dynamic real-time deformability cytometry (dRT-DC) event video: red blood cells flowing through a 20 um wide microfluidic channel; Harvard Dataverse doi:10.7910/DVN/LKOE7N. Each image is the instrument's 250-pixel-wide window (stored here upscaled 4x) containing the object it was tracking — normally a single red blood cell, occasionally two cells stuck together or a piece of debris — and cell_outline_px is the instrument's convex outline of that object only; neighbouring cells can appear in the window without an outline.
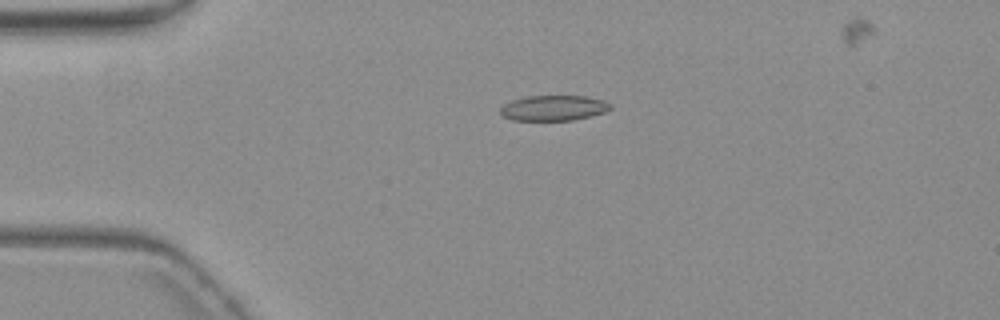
{"species": "common noctule bat (a hibernating species)", "species_latin": "Nyctalus noctula", "temperature_condition": "warm", "stored_images_in_passage": 5, "camera_frame_rate_fps": 3000, "um_per_image_px": 0.085, "animal": {"sex": "female", "body_mass_g": 19.3, "forearm_length_mm": 54.1}, "frame": {"image": 1, "passage_image": 3, "time_ms": 3.333, "image_size_px": [1000, 320], "cell_outline_px": [[612, 108], [604, 112], [572, 120], [512, 120], [504, 116], [500, 112], [500, 108], [504, 104], [512, 100], [528, 96], [588, 96], [604, 100]], "centroid_in_image_um": [47.04, 9.17], "position_along_channel_um": 38.0, "area_um2": 16.07}}